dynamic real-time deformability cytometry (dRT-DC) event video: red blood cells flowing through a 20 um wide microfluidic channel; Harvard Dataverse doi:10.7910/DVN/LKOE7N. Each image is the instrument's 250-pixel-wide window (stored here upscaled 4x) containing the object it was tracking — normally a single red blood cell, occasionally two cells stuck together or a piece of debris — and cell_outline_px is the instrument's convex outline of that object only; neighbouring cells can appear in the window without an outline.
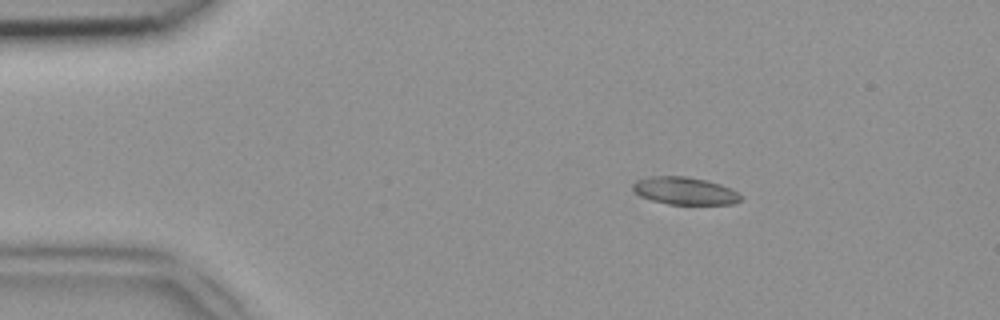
{"species": "common noctule bat (a hibernating species)", "species_latin": "Nyctalus noctula", "temperature_condition": "room temperature", "stored_images_in_passage": 9, "camera_frame_rate_fps": 3000, "um_per_image_px": 0.085, "animal": {"sex": "female", "body_mass_g": 18.4}, "frame": {"image": 1, "passage_image": 2, "time_ms": 0.333, "image_size_px": [1000, 320], "cell_outline_px": [[740, 200], [732, 204], [668, 204], [652, 200], [640, 196], [632, 192], [632, 184], [636, 180], [652, 176], [688, 176], [708, 180], [720, 184], [736, 192], [740, 196]], "centroid_in_image_um": [58.13, 16.21], "position_along_channel_um": 26.9, "area_um2": 17.28}}